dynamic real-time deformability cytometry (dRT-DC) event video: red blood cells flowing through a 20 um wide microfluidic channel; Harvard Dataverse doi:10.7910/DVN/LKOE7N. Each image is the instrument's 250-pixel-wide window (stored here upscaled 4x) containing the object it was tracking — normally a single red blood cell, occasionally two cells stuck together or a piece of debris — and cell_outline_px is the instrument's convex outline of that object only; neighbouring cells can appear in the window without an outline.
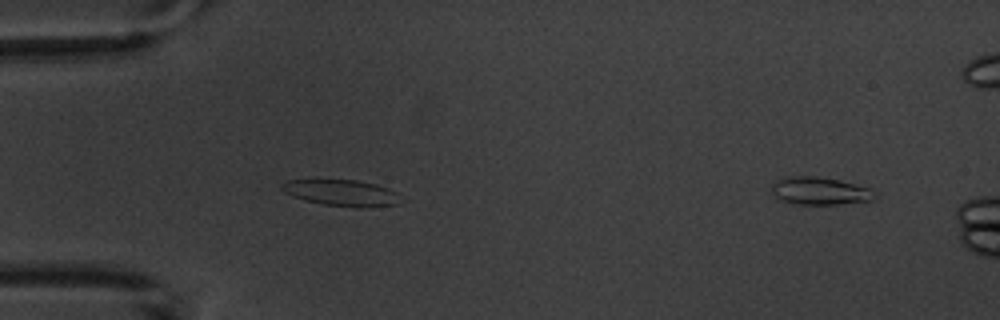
{"species": "common noctule bat (a hibernating species)", "species_latin": "Nyctalus noctula", "temperature_condition": "warm", "stored_images_in_passage": 5, "segment_of_instrument_passage": [2, 2], "camera_frame_rate_fps": 3000, "um_per_image_px": 0.085, "animal": {"sex": "male", "body_mass_g": 20.1, "forearm_length_mm": 53.5}, "frame": {"image": 1, "passage_image": 5, "time_ms": 5.333, "image_size_px": [1000, 320], "cell_outline_px": [[876, 200], [836, 204], [800, 204], [780, 200], [772, 192], [772, 184], [776, 180], [788, 176], [816, 176], [840, 180], [868, 188]], "centroid_in_image_um": [69.63, 16.22], "position_along_channel_um": 15.4, "area_um2": 16.36}}